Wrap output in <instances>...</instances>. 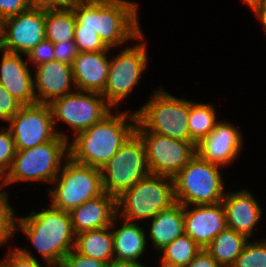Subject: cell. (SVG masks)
<instances>
[{
	"instance_id": "ac0fdd59",
	"label": "cell",
	"mask_w": 266,
	"mask_h": 267,
	"mask_svg": "<svg viewBox=\"0 0 266 267\" xmlns=\"http://www.w3.org/2000/svg\"><path fill=\"white\" fill-rule=\"evenodd\" d=\"M225 210L227 228L245 235L248 239L254 234L262 209L255 197L247 190L228 192L221 201Z\"/></svg>"
},
{
	"instance_id": "bcb514c9",
	"label": "cell",
	"mask_w": 266,
	"mask_h": 267,
	"mask_svg": "<svg viewBox=\"0 0 266 267\" xmlns=\"http://www.w3.org/2000/svg\"><path fill=\"white\" fill-rule=\"evenodd\" d=\"M0 51H1V35H0Z\"/></svg>"
},
{
	"instance_id": "4316f807",
	"label": "cell",
	"mask_w": 266,
	"mask_h": 267,
	"mask_svg": "<svg viewBox=\"0 0 266 267\" xmlns=\"http://www.w3.org/2000/svg\"><path fill=\"white\" fill-rule=\"evenodd\" d=\"M215 112L212 104L189 101V136L196 145L205 139L215 128L218 122Z\"/></svg>"
},
{
	"instance_id": "ffe728a7",
	"label": "cell",
	"mask_w": 266,
	"mask_h": 267,
	"mask_svg": "<svg viewBox=\"0 0 266 267\" xmlns=\"http://www.w3.org/2000/svg\"><path fill=\"white\" fill-rule=\"evenodd\" d=\"M78 52L72 63L76 90L102 93L107 83L110 60L108 52Z\"/></svg>"
},
{
	"instance_id": "8992f818",
	"label": "cell",
	"mask_w": 266,
	"mask_h": 267,
	"mask_svg": "<svg viewBox=\"0 0 266 267\" xmlns=\"http://www.w3.org/2000/svg\"><path fill=\"white\" fill-rule=\"evenodd\" d=\"M174 203L173 178L149 173L116 198L117 215L132 222L152 219Z\"/></svg>"
},
{
	"instance_id": "30bf717a",
	"label": "cell",
	"mask_w": 266,
	"mask_h": 267,
	"mask_svg": "<svg viewBox=\"0 0 266 267\" xmlns=\"http://www.w3.org/2000/svg\"><path fill=\"white\" fill-rule=\"evenodd\" d=\"M146 45L144 41L127 46L119 55L110 58L107 83L101 94L113 108H117L140 82L148 65Z\"/></svg>"
},
{
	"instance_id": "277c9868",
	"label": "cell",
	"mask_w": 266,
	"mask_h": 267,
	"mask_svg": "<svg viewBox=\"0 0 266 267\" xmlns=\"http://www.w3.org/2000/svg\"><path fill=\"white\" fill-rule=\"evenodd\" d=\"M68 142L57 135L46 143L17 150L10 170L0 180V187L22 181L52 184L60 172L62 161L69 157Z\"/></svg>"
},
{
	"instance_id": "e0dca14e",
	"label": "cell",
	"mask_w": 266,
	"mask_h": 267,
	"mask_svg": "<svg viewBox=\"0 0 266 267\" xmlns=\"http://www.w3.org/2000/svg\"><path fill=\"white\" fill-rule=\"evenodd\" d=\"M35 70L33 82L37 103L50 104L73 91L72 65L53 60L36 66Z\"/></svg>"
},
{
	"instance_id": "4fadbf2b",
	"label": "cell",
	"mask_w": 266,
	"mask_h": 267,
	"mask_svg": "<svg viewBox=\"0 0 266 267\" xmlns=\"http://www.w3.org/2000/svg\"><path fill=\"white\" fill-rule=\"evenodd\" d=\"M16 150H24L46 143L57 135L69 140L62 132H57L49 104L34 103L22 105L19 112L8 121Z\"/></svg>"
},
{
	"instance_id": "f546056e",
	"label": "cell",
	"mask_w": 266,
	"mask_h": 267,
	"mask_svg": "<svg viewBox=\"0 0 266 267\" xmlns=\"http://www.w3.org/2000/svg\"><path fill=\"white\" fill-rule=\"evenodd\" d=\"M15 211L9 204L7 191H0V246L16 233Z\"/></svg>"
},
{
	"instance_id": "d6986e66",
	"label": "cell",
	"mask_w": 266,
	"mask_h": 267,
	"mask_svg": "<svg viewBox=\"0 0 266 267\" xmlns=\"http://www.w3.org/2000/svg\"><path fill=\"white\" fill-rule=\"evenodd\" d=\"M1 51L0 84L22 105L36 103L34 80L28 62L23 61L21 54Z\"/></svg>"
},
{
	"instance_id": "f1b7e54d",
	"label": "cell",
	"mask_w": 266,
	"mask_h": 267,
	"mask_svg": "<svg viewBox=\"0 0 266 267\" xmlns=\"http://www.w3.org/2000/svg\"><path fill=\"white\" fill-rule=\"evenodd\" d=\"M232 267H266V241L248 240Z\"/></svg>"
},
{
	"instance_id": "d6a6232c",
	"label": "cell",
	"mask_w": 266,
	"mask_h": 267,
	"mask_svg": "<svg viewBox=\"0 0 266 267\" xmlns=\"http://www.w3.org/2000/svg\"><path fill=\"white\" fill-rule=\"evenodd\" d=\"M0 262V267H43L28 250L15 247Z\"/></svg>"
},
{
	"instance_id": "60d3db41",
	"label": "cell",
	"mask_w": 266,
	"mask_h": 267,
	"mask_svg": "<svg viewBox=\"0 0 266 267\" xmlns=\"http://www.w3.org/2000/svg\"><path fill=\"white\" fill-rule=\"evenodd\" d=\"M106 267H145L141 263H136L132 261L118 260L113 258L108 261Z\"/></svg>"
},
{
	"instance_id": "7402d4cb",
	"label": "cell",
	"mask_w": 266,
	"mask_h": 267,
	"mask_svg": "<svg viewBox=\"0 0 266 267\" xmlns=\"http://www.w3.org/2000/svg\"><path fill=\"white\" fill-rule=\"evenodd\" d=\"M117 218L118 215L115 216L111 224L114 258L140 263L138 259L143 255L147 245V234L144 228L136 222L121 219L124 223L115 229Z\"/></svg>"
},
{
	"instance_id": "5bb4252c",
	"label": "cell",
	"mask_w": 266,
	"mask_h": 267,
	"mask_svg": "<svg viewBox=\"0 0 266 267\" xmlns=\"http://www.w3.org/2000/svg\"><path fill=\"white\" fill-rule=\"evenodd\" d=\"M46 11L29 8L0 23L1 50L28 55L45 36Z\"/></svg>"
},
{
	"instance_id": "9c48e42d",
	"label": "cell",
	"mask_w": 266,
	"mask_h": 267,
	"mask_svg": "<svg viewBox=\"0 0 266 267\" xmlns=\"http://www.w3.org/2000/svg\"><path fill=\"white\" fill-rule=\"evenodd\" d=\"M149 173L145 145L134 132L101 169L104 192L118 198Z\"/></svg>"
},
{
	"instance_id": "603a6c76",
	"label": "cell",
	"mask_w": 266,
	"mask_h": 267,
	"mask_svg": "<svg viewBox=\"0 0 266 267\" xmlns=\"http://www.w3.org/2000/svg\"><path fill=\"white\" fill-rule=\"evenodd\" d=\"M183 234H185L183 205L176 202L151 219L150 229L146 236L159 252Z\"/></svg>"
},
{
	"instance_id": "4dcf8cb0",
	"label": "cell",
	"mask_w": 266,
	"mask_h": 267,
	"mask_svg": "<svg viewBox=\"0 0 266 267\" xmlns=\"http://www.w3.org/2000/svg\"><path fill=\"white\" fill-rule=\"evenodd\" d=\"M16 146L10 130L3 126L0 129V180L10 170L16 155Z\"/></svg>"
},
{
	"instance_id": "836d02e7",
	"label": "cell",
	"mask_w": 266,
	"mask_h": 267,
	"mask_svg": "<svg viewBox=\"0 0 266 267\" xmlns=\"http://www.w3.org/2000/svg\"><path fill=\"white\" fill-rule=\"evenodd\" d=\"M21 107L22 104L0 84V120L8 122Z\"/></svg>"
},
{
	"instance_id": "e575fe53",
	"label": "cell",
	"mask_w": 266,
	"mask_h": 267,
	"mask_svg": "<svg viewBox=\"0 0 266 267\" xmlns=\"http://www.w3.org/2000/svg\"><path fill=\"white\" fill-rule=\"evenodd\" d=\"M106 262L77 253L74 249L62 260L59 267H106Z\"/></svg>"
},
{
	"instance_id": "83f0119b",
	"label": "cell",
	"mask_w": 266,
	"mask_h": 267,
	"mask_svg": "<svg viewBox=\"0 0 266 267\" xmlns=\"http://www.w3.org/2000/svg\"><path fill=\"white\" fill-rule=\"evenodd\" d=\"M201 249L189 235L183 234L166 245L160 253L163 260L186 267Z\"/></svg>"
},
{
	"instance_id": "1f68e13d",
	"label": "cell",
	"mask_w": 266,
	"mask_h": 267,
	"mask_svg": "<svg viewBox=\"0 0 266 267\" xmlns=\"http://www.w3.org/2000/svg\"><path fill=\"white\" fill-rule=\"evenodd\" d=\"M74 42L78 52H97L110 49L96 32L89 29H75Z\"/></svg>"
},
{
	"instance_id": "8d00e7d4",
	"label": "cell",
	"mask_w": 266,
	"mask_h": 267,
	"mask_svg": "<svg viewBox=\"0 0 266 267\" xmlns=\"http://www.w3.org/2000/svg\"><path fill=\"white\" fill-rule=\"evenodd\" d=\"M30 8L29 0H0V23Z\"/></svg>"
},
{
	"instance_id": "3957f363",
	"label": "cell",
	"mask_w": 266,
	"mask_h": 267,
	"mask_svg": "<svg viewBox=\"0 0 266 267\" xmlns=\"http://www.w3.org/2000/svg\"><path fill=\"white\" fill-rule=\"evenodd\" d=\"M49 206L18 217L16 231L20 229L29 238L48 267H59L63 258L74 249L75 234L69 212Z\"/></svg>"
},
{
	"instance_id": "b9f144b4",
	"label": "cell",
	"mask_w": 266,
	"mask_h": 267,
	"mask_svg": "<svg viewBox=\"0 0 266 267\" xmlns=\"http://www.w3.org/2000/svg\"><path fill=\"white\" fill-rule=\"evenodd\" d=\"M254 13L257 16L258 20H260L266 31V9L258 8L254 11Z\"/></svg>"
},
{
	"instance_id": "8fae6325",
	"label": "cell",
	"mask_w": 266,
	"mask_h": 267,
	"mask_svg": "<svg viewBox=\"0 0 266 267\" xmlns=\"http://www.w3.org/2000/svg\"><path fill=\"white\" fill-rule=\"evenodd\" d=\"M76 91L49 104L54 126L59 120L65 122L74 131V136L101 121L113 108L101 93Z\"/></svg>"
},
{
	"instance_id": "ab89813d",
	"label": "cell",
	"mask_w": 266,
	"mask_h": 267,
	"mask_svg": "<svg viewBox=\"0 0 266 267\" xmlns=\"http://www.w3.org/2000/svg\"><path fill=\"white\" fill-rule=\"evenodd\" d=\"M186 267H222L205 249H201Z\"/></svg>"
},
{
	"instance_id": "ee69618b",
	"label": "cell",
	"mask_w": 266,
	"mask_h": 267,
	"mask_svg": "<svg viewBox=\"0 0 266 267\" xmlns=\"http://www.w3.org/2000/svg\"><path fill=\"white\" fill-rule=\"evenodd\" d=\"M160 267H185V266H182V265H178V264H174V263H170V262H167L165 260H163L162 258H160Z\"/></svg>"
},
{
	"instance_id": "44dd1931",
	"label": "cell",
	"mask_w": 266,
	"mask_h": 267,
	"mask_svg": "<svg viewBox=\"0 0 266 267\" xmlns=\"http://www.w3.org/2000/svg\"><path fill=\"white\" fill-rule=\"evenodd\" d=\"M74 234L111 226L117 215L116 198L103 193L69 211Z\"/></svg>"
},
{
	"instance_id": "6da1fadb",
	"label": "cell",
	"mask_w": 266,
	"mask_h": 267,
	"mask_svg": "<svg viewBox=\"0 0 266 267\" xmlns=\"http://www.w3.org/2000/svg\"><path fill=\"white\" fill-rule=\"evenodd\" d=\"M71 8L76 20L75 29L93 30L108 48L121 47L128 40L144 41L137 2L77 0Z\"/></svg>"
},
{
	"instance_id": "d4e9b609",
	"label": "cell",
	"mask_w": 266,
	"mask_h": 267,
	"mask_svg": "<svg viewBox=\"0 0 266 267\" xmlns=\"http://www.w3.org/2000/svg\"><path fill=\"white\" fill-rule=\"evenodd\" d=\"M249 239L232 229L221 231L205 250L222 266L232 267Z\"/></svg>"
},
{
	"instance_id": "d590c367",
	"label": "cell",
	"mask_w": 266,
	"mask_h": 267,
	"mask_svg": "<svg viewBox=\"0 0 266 267\" xmlns=\"http://www.w3.org/2000/svg\"><path fill=\"white\" fill-rule=\"evenodd\" d=\"M27 59L38 66L54 60V45L48 40L41 41L28 55Z\"/></svg>"
},
{
	"instance_id": "9a60e30c",
	"label": "cell",
	"mask_w": 266,
	"mask_h": 267,
	"mask_svg": "<svg viewBox=\"0 0 266 267\" xmlns=\"http://www.w3.org/2000/svg\"><path fill=\"white\" fill-rule=\"evenodd\" d=\"M183 206L185 234L202 249L227 228L222 202L206 205ZM189 207V208H188Z\"/></svg>"
},
{
	"instance_id": "484cf974",
	"label": "cell",
	"mask_w": 266,
	"mask_h": 267,
	"mask_svg": "<svg viewBox=\"0 0 266 267\" xmlns=\"http://www.w3.org/2000/svg\"><path fill=\"white\" fill-rule=\"evenodd\" d=\"M75 26L72 8L46 11L45 36L53 44L74 41Z\"/></svg>"
},
{
	"instance_id": "7bdbcfd3",
	"label": "cell",
	"mask_w": 266,
	"mask_h": 267,
	"mask_svg": "<svg viewBox=\"0 0 266 267\" xmlns=\"http://www.w3.org/2000/svg\"><path fill=\"white\" fill-rule=\"evenodd\" d=\"M265 0H243L244 3H246L251 10H253V12L258 9L261 8L264 4Z\"/></svg>"
},
{
	"instance_id": "5b68a950",
	"label": "cell",
	"mask_w": 266,
	"mask_h": 267,
	"mask_svg": "<svg viewBox=\"0 0 266 267\" xmlns=\"http://www.w3.org/2000/svg\"><path fill=\"white\" fill-rule=\"evenodd\" d=\"M135 132H153L182 141L189 136V100L172 96L162 88L155 90L150 100L135 111Z\"/></svg>"
},
{
	"instance_id": "f6af8a7d",
	"label": "cell",
	"mask_w": 266,
	"mask_h": 267,
	"mask_svg": "<svg viewBox=\"0 0 266 267\" xmlns=\"http://www.w3.org/2000/svg\"><path fill=\"white\" fill-rule=\"evenodd\" d=\"M261 8H265L266 9V0L264 1V4Z\"/></svg>"
},
{
	"instance_id": "f35d334b",
	"label": "cell",
	"mask_w": 266,
	"mask_h": 267,
	"mask_svg": "<svg viewBox=\"0 0 266 267\" xmlns=\"http://www.w3.org/2000/svg\"><path fill=\"white\" fill-rule=\"evenodd\" d=\"M77 0H29L31 8L48 10L68 9L73 6Z\"/></svg>"
},
{
	"instance_id": "7c38bea8",
	"label": "cell",
	"mask_w": 266,
	"mask_h": 267,
	"mask_svg": "<svg viewBox=\"0 0 266 267\" xmlns=\"http://www.w3.org/2000/svg\"><path fill=\"white\" fill-rule=\"evenodd\" d=\"M143 140L149 172L173 178L197 154L193 141H182L153 132H136Z\"/></svg>"
},
{
	"instance_id": "52a82bcc",
	"label": "cell",
	"mask_w": 266,
	"mask_h": 267,
	"mask_svg": "<svg viewBox=\"0 0 266 267\" xmlns=\"http://www.w3.org/2000/svg\"><path fill=\"white\" fill-rule=\"evenodd\" d=\"M222 166L196 154L174 177L175 201L183 206L215 204L223 200Z\"/></svg>"
},
{
	"instance_id": "2e32d148",
	"label": "cell",
	"mask_w": 266,
	"mask_h": 267,
	"mask_svg": "<svg viewBox=\"0 0 266 267\" xmlns=\"http://www.w3.org/2000/svg\"><path fill=\"white\" fill-rule=\"evenodd\" d=\"M242 138L234 124L218 121L213 131L197 145V154L206 161L227 167L239 156Z\"/></svg>"
},
{
	"instance_id": "74e56055",
	"label": "cell",
	"mask_w": 266,
	"mask_h": 267,
	"mask_svg": "<svg viewBox=\"0 0 266 267\" xmlns=\"http://www.w3.org/2000/svg\"><path fill=\"white\" fill-rule=\"evenodd\" d=\"M54 45V60L72 65L78 50L74 41L61 42Z\"/></svg>"
},
{
	"instance_id": "7a4b0ae2",
	"label": "cell",
	"mask_w": 266,
	"mask_h": 267,
	"mask_svg": "<svg viewBox=\"0 0 266 267\" xmlns=\"http://www.w3.org/2000/svg\"><path fill=\"white\" fill-rule=\"evenodd\" d=\"M129 111H111L101 121L77 133L68 142L69 157L77 163L102 169L135 132L136 112Z\"/></svg>"
},
{
	"instance_id": "cb8c5ba5",
	"label": "cell",
	"mask_w": 266,
	"mask_h": 267,
	"mask_svg": "<svg viewBox=\"0 0 266 267\" xmlns=\"http://www.w3.org/2000/svg\"><path fill=\"white\" fill-rule=\"evenodd\" d=\"M74 250L90 258L108 262L114 258L111 226L75 235Z\"/></svg>"
},
{
	"instance_id": "ba28073f",
	"label": "cell",
	"mask_w": 266,
	"mask_h": 267,
	"mask_svg": "<svg viewBox=\"0 0 266 267\" xmlns=\"http://www.w3.org/2000/svg\"><path fill=\"white\" fill-rule=\"evenodd\" d=\"M63 163L52 182L56 186L52 190L47 189L53 207L69 212L104 193L101 169L77 163L70 157Z\"/></svg>"
}]
</instances>
